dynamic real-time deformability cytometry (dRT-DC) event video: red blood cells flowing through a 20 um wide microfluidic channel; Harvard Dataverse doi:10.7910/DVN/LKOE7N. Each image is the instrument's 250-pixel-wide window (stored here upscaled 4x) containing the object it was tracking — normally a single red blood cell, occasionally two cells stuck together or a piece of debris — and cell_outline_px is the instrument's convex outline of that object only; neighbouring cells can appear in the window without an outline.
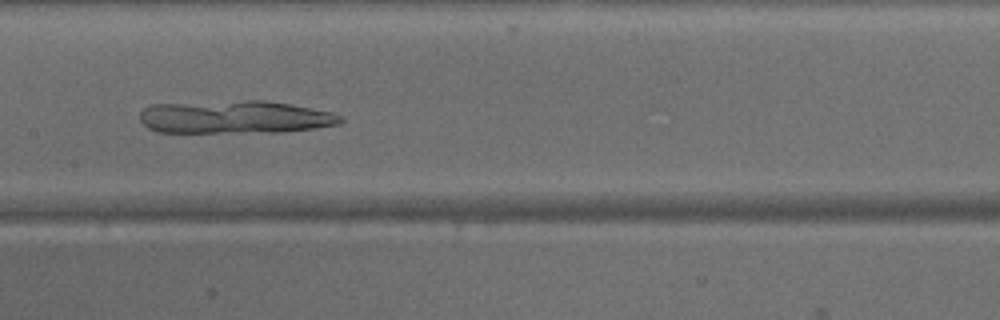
{"species": "common noctule bat (a hibernating species)", "species_latin": "Nyctalus noctula", "temperature_condition": "warm", "stored_images_in_passage": 46, "camera_frame_rate_fps": 3000, "um_per_image_px": 0.085, "animal": {"sex": "male", "body_mass_g": 15.6}, "frame": {"image": 1, "passage_image": 23, "time_ms": 7.333, "image_size_px": [1000, 320], "cell_outline_px": [[344, 120], [340, 124], [316, 128], [280, 132], [160, 132], [148, 128], [140, 120], [140, 112], [144, 108], [152, 104], [248, 100], [264, 100], [288, 104], [332, 112], [344, 116]], "centroid_in_image_um": [19.99, 9.95], "position_along_channel_um": 187.4, "area_um2": 38.55}}
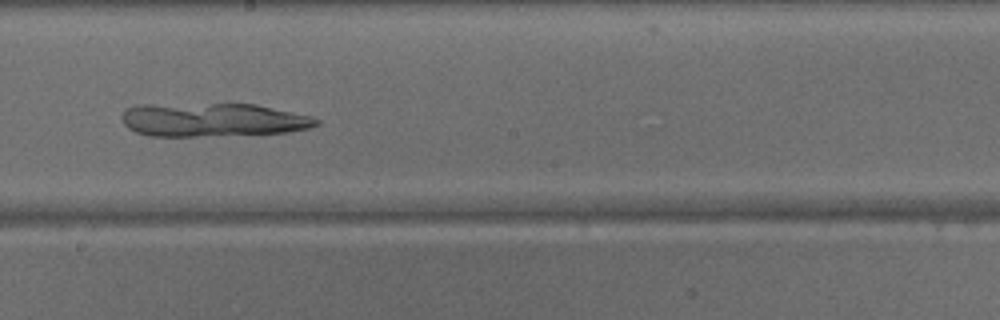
{"frame": {"image": 2, "passage_image": 26, "time_ms": 8.333, "image_size_px": [1000, 320], "cell_outline_px": [[320, 124], [308, 128], [288, 132], [196, 136], [148, 136], [136, 132], [128, 128], [124, 124], [120, 116], [124, 108], [136, 104], [256, 104], [312, 116], [320, 120]], "centroid_in_image_um": [18.03, 10.17], "position_along_channel_um": 230.2, "area_um2": 38.26}}
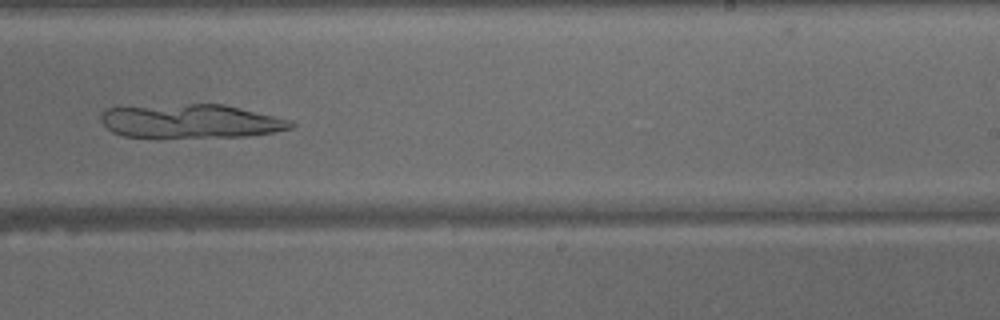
{"frame": {"image": 3, "passage_image": 29, "time_ms": 9.333, "image_size_px": [1000, 320], "cell_outline_px": [[296, 124], [292, 128], [272, 132], [248, 136], [124, 136], [112, 132], [100, 120], [100, 116], [104, 108], [192, 104], [224, 104], [292, 120]], "centroid_in_image_um": [16.24, 10.28], "position_along_channel_um": 272.8, "area_um2": 36.82}}